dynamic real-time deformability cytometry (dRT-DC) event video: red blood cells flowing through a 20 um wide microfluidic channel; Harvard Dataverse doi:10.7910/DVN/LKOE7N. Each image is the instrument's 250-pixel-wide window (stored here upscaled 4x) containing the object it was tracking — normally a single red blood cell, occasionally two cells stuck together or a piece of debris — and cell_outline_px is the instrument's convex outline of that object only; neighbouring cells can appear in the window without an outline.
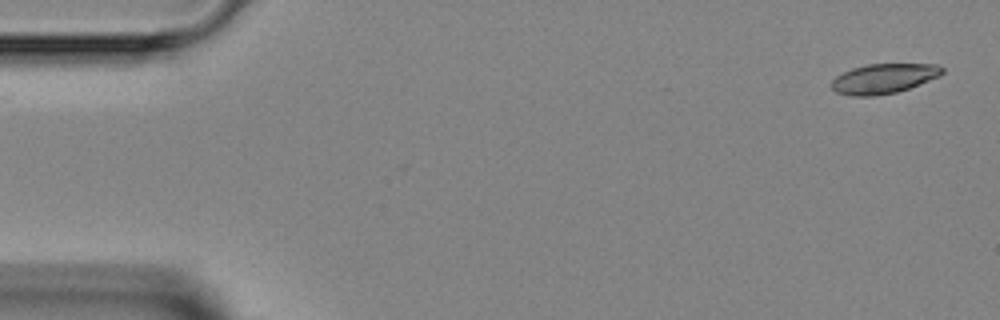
{"species": "Egyptian fruit bat (a non-hibernating species)", "species_latin": "Rousettus aegyptiacus", "temperature_condition": "room temperature", "stored_images_in_passage": 16, "camera_frame_rate_fps": 3000, "um_per_image_px": 0.085, "animal": {"sex": "female"}, "frame": {"image": 1, "passage_image": 1, "time_ms": 0.0, "image_size_px": [1000, 320], "cell_outline_px": [[944, 72], [940, 76], [908, 88], [896, 92], [872, 96], [852, 96], [836, 92], [832, 88], [832, 80], [836, 76], [852, 68], [868, 64], [936, 64], [944, 68]], "centroid_in_image_um": [75.12, 6.67], "position_along_channel_um": 9.9, "area_um2": 19.07}}
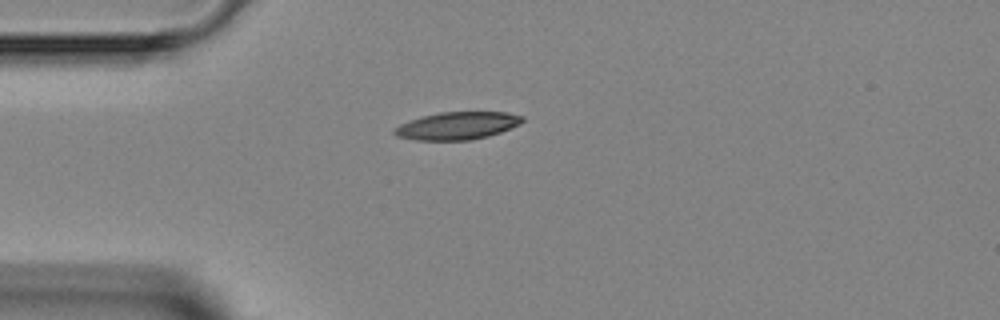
{"frame": {"image": 2, "passage_image": 11, "time_ms": 3.333, "image_size_px": [1000, 320], "cell_outline_px": [[524, 120], [520, 124], [500, 132], [488, 136], [472, 140], [416, 140], [396, 136], [392, 132], [392, 128], [400, 124], [420, 116], [440, 112], [508, 112], [524, 116]], "centroid_in_image_um": [38.85, 10.68], "position_along_channel_um": 46.2, "area_um2": 20.75}}
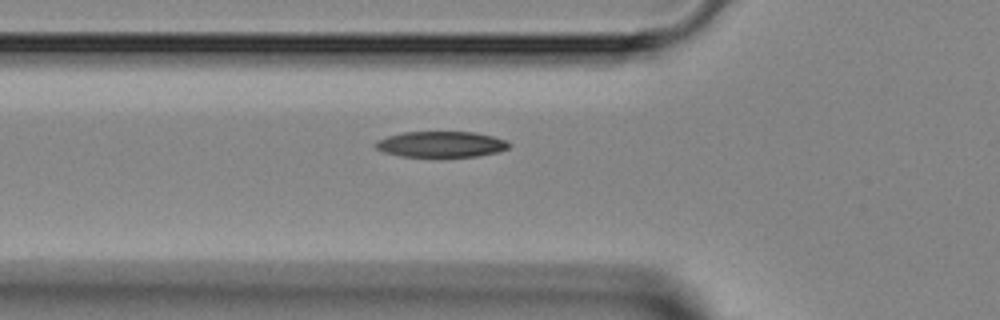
{"frame": {"image": 3, "passage_image": 15, "time_ms": 4.667, "image_size_px": [1000, 320], "cell_outline_px": [[512, 144], [508, 148], [496, 152], [480, 156], [440, 160], [400, 156], [384, 152], [376, 148], [372, 144], [376, 140], [388, 136], [404, 132], [476, 132], [508, 140]], "centroid_in_image_um": [37.49, 12.31], "position_along_channel_um": 88.3, "area_um2": 21.27}}